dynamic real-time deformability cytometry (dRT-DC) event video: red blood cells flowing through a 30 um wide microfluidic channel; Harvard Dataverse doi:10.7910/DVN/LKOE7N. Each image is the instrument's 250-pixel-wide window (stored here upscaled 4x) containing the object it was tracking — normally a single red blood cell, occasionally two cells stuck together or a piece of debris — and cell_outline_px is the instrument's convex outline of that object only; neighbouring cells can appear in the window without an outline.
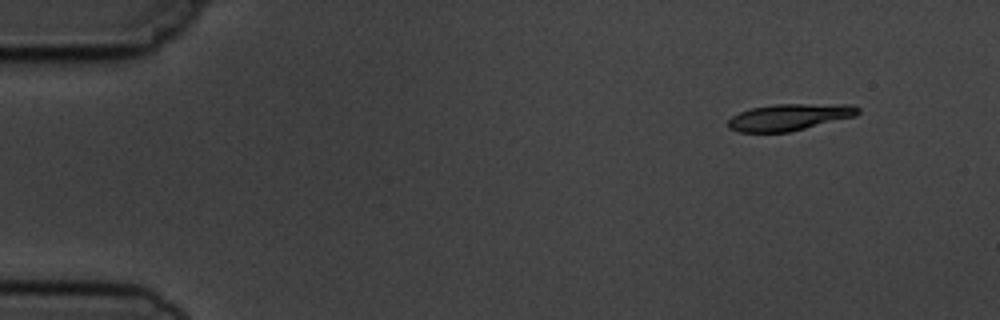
{"species": "common noctule bat (a hibernating species)", "species_latin": "Nyctalus noctula", "temperature_condition": "cold", "stored_images_in_passage": 3, "camera_frame_rate_fps": 3000, "um_per_image_px": 0.085, "animal": {"sex": "male", "body_mass_g": 19.5, "forearm_length_mm": 54.6}, "frame": {"image": 1, "passage_image": 1, "time_ms": 0.0, "image_size_px": [1000, 320], "cell_outline_px": [[860, 112], [856, 116], [788, 132], [740, 132], [728, 128], [728, 120], [732, 116], [740, 112], [752, 108], [776, 104], [852, 104], [860, 108]], "centroid_in_image_um": [67.12, 9.95], "position_along_channel_um": 17.9, "area_um2": 20.11}}